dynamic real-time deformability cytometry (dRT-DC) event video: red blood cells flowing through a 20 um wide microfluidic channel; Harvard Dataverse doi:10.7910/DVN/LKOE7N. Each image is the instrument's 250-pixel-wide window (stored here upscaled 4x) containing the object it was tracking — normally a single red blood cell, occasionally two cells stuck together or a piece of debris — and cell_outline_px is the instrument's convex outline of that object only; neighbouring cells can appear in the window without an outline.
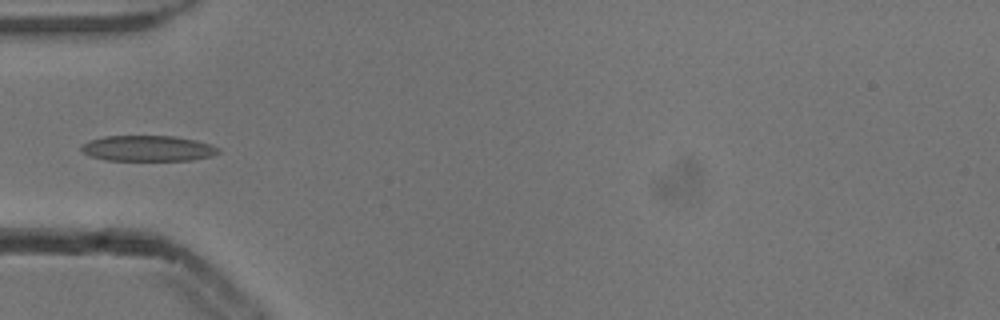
{"species": "common noctule bat (a hibernating species)", "species_latin": "Nyctalus noctula", "temperature_condition": "cold", "stored_images_in_passage": 6, "camera_frame_rate_fps": 3000, "um_per_image_px": 0.085, "animal": {"sex": "male", "body_mass_g": 13.3}, "frame": {"image": 1, "passage_image": 4, "time_ms": 1.0, "image_size_px": [1000, 320], "cell_outline_px": [[220, 152], [212, 156], [192, 160], [104, 160], [88, 156], [80, 148], [88, 140], [104, 136], [172, 136], [196, 140], [220, 148]], "centroid_in_image_um": [12.55, 12.61], "position_along_channel_um": 72.4, "area_um2": 20.52}}
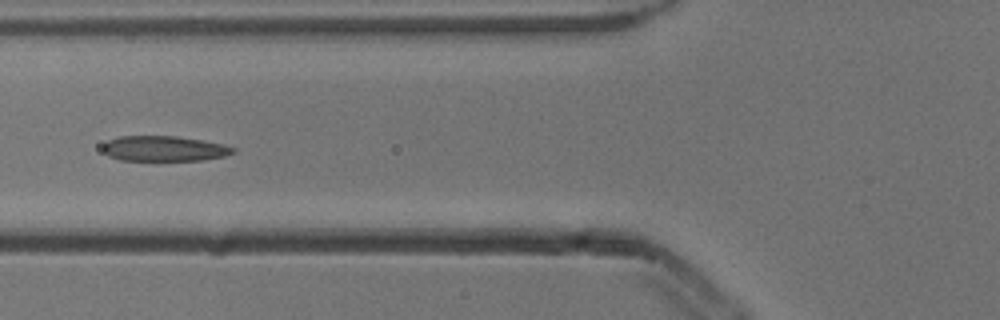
{"frame": {"image": 2, "passage_image": 5, "time_ms": 1.333, "image_size_px": [1000, 320], "cell_outline_px": [[236, 152], [224, 156], [204, 160], [120, 160], [108, 156], [104, 152], [104, 144], [108, 140], [120, 136], [176, 136], [224, 144], [236, 148]], "centroid_in_image_um": [13.97, 12.63], "position_along_channel_um": 111.8, "area_um2": 19.13}}
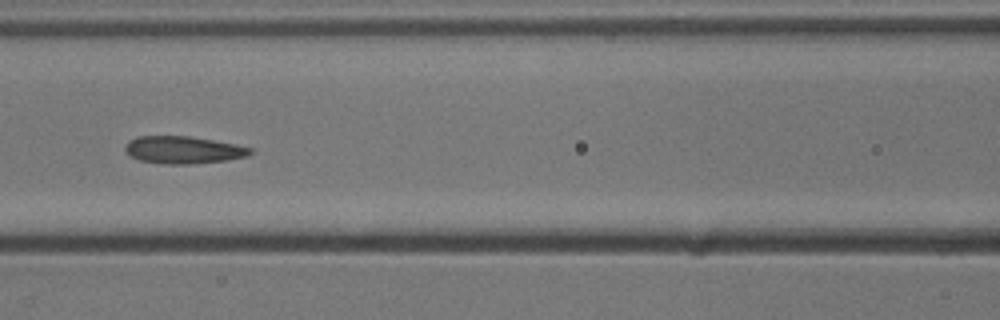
{"frame": {"image": 3, "passage_image": 6, "time_ms": 1.667, "image_size_px": [1000, 320], "cell_outline_px": [[252, 152], [244, 156], [224, 160], [188, 164], [164, 164], [140, 160], [128, 156], [124, 152], [124, 148], [128, 140], [136, 136], [188, 136], [212, 140], [252, 148]], "centroid_in_image_um": [15.46, 12.74], "position_along_channel_um": 151.1, "area_um2": 19.77}}